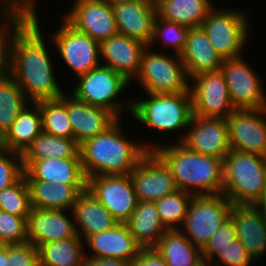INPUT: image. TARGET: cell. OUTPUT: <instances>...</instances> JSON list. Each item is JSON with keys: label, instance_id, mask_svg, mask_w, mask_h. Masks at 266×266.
I'll return each instance as SVG.
<instances>
[{"label": "cell", "instance_id": "836d02e7", "mask_svg": "<svg viewBox=\"0 0 266 266\" xmlns=\"http://www.w3.org/2000/svg\"><path fill=\"white\" fill-rule=\"evenodd\" d=\"M28 99L11 75L0 79V133L4 136Z\"/></svg>", "mask_w": 266, "mask_h": 266}, {"label": "cell", "instance_id": "4fadbf2b", "mask_svg": "<svg viewBox=\"0 0 266 266\" xmlns=\"http://www.w3.org/2000/svg\"><path fill=\"white\" fill-rule=\"evenodd\" d=\"M192 113L195 116L227 118L234 110L221 72H207L190 78Z\"/></svg>", "mask_w": 266, "mask_h": 266}, {"label": "cell", "instance_id": "f546056e", "mask_svg": "<svg viewBox=\"0 0 266 266\" xmlns=\"http://www.w3.org/2000/svg\"><path fill=\"white\" fill-rule=\"evenodd\" d=\"M31 104H34V110H29L27 109L28 106H25L3 136L5 149L23 154L33 140L42 132L39 105L38 103Z\"/></svg>", "mask_w": 266, "mask_h": 266}, {"label": "cell", "instance_id": "8992f818", "mask_svg": "<svg viewBox=\"0 0 266 266\" xmlns=\"http://www.w3.org/2000/svg\"><path fill=\"white\" fill-rule=\"evenodd\" d=\"M150 49L147 46L143 50L140 70L135 77L147 94L190 93L189 77L180 55L174 58Z\"/></svg>", "mask_w": 266, "mask_h": 266}, {"label": "cell", "instance_id": "f907efd6", "mask_svg": "<svg viewBox=\"0 0 266 266\" xmlns=\"http://www.w3.org/2000/svg\"><path fill=\"white\" fill-rule=\"evenodd\" d=\"M7 260V244L0 243V266H5Z\"/></svg>", "mask_w": 266, "mask_h": 266}, {"label": "cell", "instance_id": "44dd1931", "mask_svg": "<svg viewBox=\"0 0 266 266\" xmlns=\"http://www.w3.org/2000/svg\"><path fill=\"white\" fill-rule=\"evenodd\" d=\"M237 238L256 262L266 253V219L254 205L232 204L230 215Z\"/></svg>", "mask_w": 266, "mask_h": 266}, {"label": "cell", "instance_id": "f6af8a7d", "mask_svg": "<svg viewBox=\"0 0 266 266\" xmlns=\"http://www.w3.org/2000/svg\"><path fill=\"white\" fill-rule=\"evenodd\" d=\"M130 266H168L155 248H142Z\"/></svg>", "mask_w": 266, "mask_h": 266}, {"label": "cell", "instance_id": "5b68a950", "mask_svg": "<svg viewBox=\"0 0 266 266\" xmlns=\"http://www.w3.org/2000/svg\"><path fill=\"white\" fill-rule=\"evenodd\" d=\"M150 98L131 102L130 114L139 122L159 131H177L189 126L191 93L148 94Z\"/></svg>", "mask_w": 266, "mask_h": 266}, {"label": "cell", "instance_id": "52a82bcc", "mask_svg": "<svg viewBox=\"0 0 266 266\" xmlns=\"http://www.w3.org/2000/svg\"><path fill=\"white\" fill-rule=\"evenodd\" d=\"M231 205L223 193L193 196L182 223L183 228L179 231L193 245L203 250L223 222L229 218Z\"/></svg>", "mask_w": 266, "mask_h": 266}, {"label": "cell", "instance_id": "db71d44e", "mask_svg": "<svg viewBox=\"0 0 266 266\" xmlns=\"http://www.w3.org/2000/svg\"><path fill=\"white\" fill-rule=\"evenodd\" d=\"M100 1L106 2L107 4H110V5H114L116 3H121V2H124L126 0H100Z\"/></svg>", "mask_w": 266, "mask_h": 266}, {"label": "cell", "instance_id": "4316f807", "mask_svg": "<svg viewBox=\"0 0 266 266\" xmlns=\"http://www.w3.org/2000/svg\"><path fill=\"white\" fill-rule=\"evenodd\" d=\"M31 206L35 209L70 210L86 185L52 184L40 180H26Z\"/></svg>", "mask_w": 266, "mask_h": 266}, {"label": "cell", "instance_id": "7bdbcfd3", "mask_svg": "<svg viewBox=\"0 0 266 266\" xmlns=\"http://www.w3.org/2000/svg\"><path fill=\"white\" fill-rule=\"evenodd\" d=\"M5 266H39L38 248L29 242L7 245Z\"/></svg>", "mask_w": 266, "mask_h": 266}, {"label": "cell", "instance_id": "5bb4252c", "mask_svg": "<svg viewBox=\"0 0 266 266\" xmlns=\"http://www.w3.org/2000/svg\"><path fill=\"white\" fill-rule=\"evenodd\" d=\"M266 108L234 109L225 118L231 150L266 157Z\"/></svg>", "mask_w": 266, "mask_h": 266}, {"label": "cell", "instance_id": "d6a6232c", "mask_svg": "<svg viewBox=\"0 0 266 266\" xmlns=\"http://www.w3.org/2000/svg\"><path fill=\"white\" fill-rule=\"evenodd\" d=\"M80 145L74 138L56 137L41 132L22 154V160L80 157Z\"/></svg>", "mask_w": 266, "mask_h": 266}, {"label": "cell", "instance_id": "ac0fdd59", "mask_svg": "<svg viewBox=\"0 0 266 266\" xmlns=\"http://www.w3.org/2000/svg\"><path fill=\"white\" fill-rule=\"evenodd\" d=\"M64 212L31 208L26 220L28 242L38 248L42 244L75 237L76 224Z\"/></svg>", "mask_w": 266, "mask_h": 266}, {"label": "cell", "instance_id": "7c38bea8", "mask_svg": "<svg viewBox=\"0 0 266 266\" xmlns=\"http://www.w3.org/2000/svg\"><path fill=\"white\" fill-rule=\"evenodd\" d=\"M51 37L63 61L77 74L88 73L101 65L100 43L72 27L65 19Z\"/></svg>", "mask_w": 266, "mask_h": 266}, {"label": "cell", "instance_id": "2e32d148", "mask_svg": "<svg viewBox=\"0 0 266 266\" xmlns=\"http://www.w3.org/2000/svg\"><path fill=\"white\" fill-rule=\"evenodd\" d=\"M183 138L178 139L188 149L207 156L223 159L230 153L228 128L225 118L192 115Z\"/></svg>", "mask_w": 266, "mask_h": 266}, {"label": "cell", "instance_id": "ab89813d", "mask_svg": "<svg viewBox=\"0 0 266 266\" xmlns=\"http://www.w3.org/2000/svg\"><path fill=\"white\" fill-rule=\"evenodd\" d=\"M27 242L26 219L0 210V243L13 245Z\"/></svg>", "mask_w": 266, "mask_h": 266}, {"label": "cell", "instance_id": "b9f144b4", "mask_svg": "<svg viewBox=\"0 0 266 266\" xmlns=\"http://www.w3.org/2000/svg\"><path fill=\"white\" fill-rule=\"evenodd\" d=\"M23 173L22 154L5 148L0 151V191L17 182Z\"/></svg>", "mask_w": 266, "mask_h": 266}, {"label": "cell", "instance_id": "ffe728a7", "mask_svg": "<svg viewBox=\"0 0 266 266\" xmlns=\"http://www.w3.org/2000/svg\"><path fill=\"white\" fill-rule=\"evenodd\" d=\"M147 47L143 42L117 33L100 43V55L107 66L123 75L129 82L140 70L141 54Z\"/></svg>", "mask_w": 266, "mask_h": 266}, {"label": "cell", "instance_id": "681fc988", "mask_svg": "<svg viewBox=\"0 0 266 266\" xmlns=\"http://www.w3.org/2000/svg\"><path fill=\"white\" fill-rule=\"evenodd\" d=\"M0 8L2 9H0V15L1 16H3V17H5V19H7V20H5L4 21V18H3V22H4V25H3V23L2 24H0V31L2 30V29H4L5 27L4 26H6L7 25V23H11V21H13L15 18H14V16L10 13V12H8V10H6L5 9V7L4 6H2L1 4H0ZM2 11H4V12H2ZM7 21V22H6ZM9 21V22H8ZM6 24V25H5ZM3 25V26H2Z\"/></svg>", "mask_w": 266, "mask_h": 266}, {"label": "cell", "instance_id": "603a6c76", "mask_svg": "<svg viewBox=\"0 0 266 266\" xmlns=\"http://www.w3.org/2000/svg\"><path fill=\"white\" fill-rule=\"evenodd\" d=\"M67 104L73 136L80 145L110 127L117 118L108 110L89 105L65 93L60 97Z\"/></svg>", "mask_w": 266, "mask_h": 266}, {"label": "cell", "instance_id": "6da1fadb", "mask_svg": "<svg viewBox=\"0 0 266 266\" xmlns=\"http://www.w3.org/2000/svg\"><path fill=\"white\" fill-rule=\"evenodd\" d=\"M37 16L15 39L11 70V76L32 103L59 99L64 94L55 80Z\"/></svg>", "mask_w": 266, "mask_h": 266}, {"label": "cell", "instance_id": "d6986e66", "mask_svg": "<svg viewBox=\"0 0 266 266\" xmlns=\"http://www.w3.org/2000/svg\"><path fill=\"white\" fill-rule=\"evenodd\" d=\"M26 180H40L52 184L87 185L81 158H47L22 160Z\"/></svg>", "mask_w": 266, "mask_h": 266}, {"label": "cell", "instance_id": "277c9868", "mask_svg": "<svg viewBox=\"0 0 266 266\" xmlns=\"http://www.w3.org/2000/svg\"><path fill=\"white\" fill-rule=\"evenodd\" d=\"M266 183V157L231 150L223 160V194L232 204L253 205Z\"/></svg>", "mask_w": 266, "mask_h": 266}, {"label": "cell", "instance_id": "74e56055", "mask_svg": "<svg viewBox=\"0 0 266 266\" xmlns=\"http://www.w3.org/2000/svg\"><path fill=\"white\" fill-rule=\"evenodd\" d=\"M189 30L188 27L164 20L157 15L154 21L153 37L149 46L155 43L158 38L162 40V48L170 45L175 52V56L180 55L187 42Z\"/></svg>", "mask_w": 266, "mask_h": 266}, {"label": "cell", "instance_id": "d590c367", "mask_svg": "<svg viewBox=\"0 0 266 266\" xmlns=\"http://www.w3.org/2000/svg\"><path fill=\"white\" fill-rule=\"evenodd\" d=\"M192 198V194L177 190L155 201L160 221L167 230L180 229L181 226H178L177 223L182 225Z\"/></svg>", "mask_w": 266, "mask_h": 266}, {"label": "cell", "instance_id": "d4e9b609", "mask_svg": "<svg viewBox=\"0 0 266 266\" xmlns=\"http://www.w3.org/2000/svg\"><path fill=\"white\" fill-rule=\"evenodd\" d=\"M180 57L189 79L202 73L219 71L223 62L201 26L190 28Z\"/></svg>", "mask_w": 266, "mask_h": 266}, {"label": "cell", "instance_id": "7402d4cb", "mask_svg": "<svg viewBox=\"0 0 266 266\" xmlns=\"http://www.w3.org/2000/svg\"><path fill=\"white\" fill-rule=\"evenodd\" d=\"M118 33L149 46L153 37L157 7L137 0L112 5Z\"/></svg>", "mask_w": 266, "mask_h": 266}, {"label": "cell", "instance_id": "f1b7e54d", "mask_svg": "<svg viewBox=\"0 0 266 266\" xmlns=\"http://www.w3.org/2000/svg\"><path fill=\"white\" fill-rule=\"evenodd\" d=\"M154 248L168 266H206L202 250L179 230H167Z\"/></svg>", "mask_w": 266, "mask_h": 266}, {"label": "cell", "instance_id": "8d00e7d4", "mask_svg": "<svg viewBox=\"0 0 266 266\" xmlns=\"http://www.w3.org/2000/svg\"><path fill=\"white\" fill-rule=\"evenodd\" d=\"M31 208L29 188L24 175L0 191V210L27 220Z\"/></svg>", "mask_w": 266, "mask_h": 266}, {"label": "cell", "instance_id": "ee69618b", "mask_svg": "<svg viewBox=\"0 0 266 266\" xmlns=\"http://www.w3.org/2000/svg\"><path fill=\"white\" fill-rule=\"evenodd\" d=\"M217 257L220 263L225 266H250L253 263L255 264L238 238L221 251Z\"/></svg>", "mask_w": 266, "mask_h": 266}, {"label": "cell", "instance_id": "3957f363", "mask_svg": "<svg viewBox=\"0 0 266 266\" xmlns=\"http://www.w3.org/2000/svg\"><path fill=\"white\" fill-rule=\"evenodd\" d=\"M176 142L163 148L155 146L153 151L171 170L178 190L193 196L223 193V159L194 152Z\"/></svg>", "mask_w": 266, "mask_h": 266}, {"label": "cell", "instance_id": "e575fe53", "mask_svg": "<svg viewBox=\"0 0 266 266\" xmlns=\"http://www.w3.org/2000/svg\"><path fill=\"white\" fill-rule=\"evenodd\" d=\"M41 111V130L56 137L74 138L67 104L61 99L37 102Z\"/></svg>", "mask_w": 266, "mask_h": 266}, {"label": "cell", "instance_id": "484cf974", "mask_svg": "<svg viewBox=\"0 0 266 266\" xmlns=\"http://www.w3.org/2000/svg\"><path fill=\"white\" fill-rule=\"evenodd\" d=\"M71 213L81 228L76 225V232L84 240L118 224L113 215L87 189L77 197Z\"/></svg>", "mask_w": 266, "mask_h": 266}, {"label": "cell", "instance_id": "7dc6e473", "mask_svg": "<svg viewBox=\"0 0 266 266\" xmlns=\"http://www.w3.org/2000/svg\"><path fill=\"white\" fill-rule=\"evenodd\" d=\"M131 262L112 258H86L84 266H130Z\"/></svg>", "mask_w": 266, "mask_h": 266}, {"label": "cell", "instance_id": "cb8c5ba5", "mask_svg": "<svg viewBox=\"0 0 266 266\" xmlns=\"http://www.w3.org/2000/svg\"><path fill=\"white\" fill-rule=\"evenodd\" d=\"M95 255L86 258H112L132 262L142 247L130 233L126 223H118L112 229L95 233L86 239Z\"/></svg>", "mask_w": 266, "mask_h": 266}, {"label": "cell", "instance_id": "f5cc1de1", "mask_svg": "<svg viewBox=\"0 0 266 266\" xmlns=\"http://www.w3.org/2000/svg\"><path fill=\"white\" fill-rule=\"evenodd\" d=\"M137 1L148 3L154 7H157L160 2V0H137Z\"/></svg>", "mask_w": 266, "mask_h": 266}, {"label": "cell", "instance_id": "e0dca14e", "mask_svg": "<svg viewBox=\"0 0 266 266\" xmlns=\"http://www.w3.org/2000/svg\"><path fill=\"white\" fill-rule=\"evenodd\" d=\"M64 19L75 29L101 43L118 33L112 5L100 0H76Z\"/></svg>", "mask_w": 266, "mask_h": 266}, {"label": "cell", "instance_id": "11a10c76", "mask_svg": "<svg viewBox=\"0 0 266 266\" xmlns=\"http://www.w3.org/2000/svg\"><path fill=\"white\" fill-rule=\"evenodd\" d=\"M4 149V144H3V135L0 133V151Z\"/></svg>", "mask_w": 266, "mask_h": 266}, {"label": "cell", "instance_id": "60d3db41", "mask_svg": "<svg viewBox=\"0 0 266 266\" xmlns=\"http://www.w3.org/2000/svg\"><path fill=\"white\" fill-rule=\"evenodd\" d=\"M237 239L236 230L234 223L229 217L220 228L216 231V233L212 236L208 244L202 250V258L205 265L212 266L211 263L214 256H218V254L227 248L234 240Z\"/></svg>", "mask_w": 266, "mask_h": 266}, {"label": "cell", "instance_id": "1f68e13d", "mask_svg": "<svg viewBox=\"0 0 266 266\" xmlns=\"http://www.w3.org/2000/svg\"><path fill=\"white\" fill-rule=\"evenodd\" d=\"M82 238L77 234L38 247L39 266H84L86 255Z\"/></svg>", "mask_w": 266, "mask_h": 266}, {"label": "cell", "instance_id": "7a4b0ae2", "mask_svg": "<svg viewBox=\"0 0 266 266\" xmlns=\"http://www.w3.org/2000/svg\"><path fill=\"white\" fill-rule=\"evenodd\" d=\"M119 120L104 132L80 144L79 153L86 178L128 175L148 151L154 150V146L127 140Z\"/></svg>", "mask_w": 266, "mask_h": 266}, {"label": "cell", "instance_id": "816d5d0a", "mask_svg": "<svg viewBox=\"0 0 266 266\" xmlns=\"http://www.w3.org/2000/svg\"><path fill=\"white\" fill-rule=\"evenodd\" d=\"M34 16H36L35 12V0H19Z\"/></svg>", "mask_w": 266, "mask_h": 266}, {"label": "cell", "instance_id": "9c48e42d", "mask_svg": "<svg viewBox=\"0 0 266 266\" xmlns=\"http://www.w3.org/2000/svg\"><path fill=\"white\" fill-rule=\"evenodd\" d=\"M78 77L79 83L77 82L74 91H72V95L77 100L106 109L117 119L121 118L120 112L123 106L118 101L117 96L130 83L123 75L107 66L99 65Z\"/></svg>", "mask_w": 266, "mask_h": 266}, {"label": "cell", "instance_id": "9a60e30c", "mask_svg": "<svg viewBox=\"0 0 266 266\" xmlns=\"http://www.w3.org/2000/svg\"><path fill=\"white\" fill-rule=\"evenodd\" d=\"M129 175L138 201L155 202L178 190L171 170L154 151H148Z\"/></svg>", "mask_w": 266, "mask_h": 266}, {"label": "cell", "instance_id": "c3c4849f", "mask_svg": "<svg viewBox=\"0 0 266 266\" xmlns=\"http://www.w3.org/2000/svg\"><path fill=\"white\" fill-rule=\"evenodd\" d=\"M253 205L258 209L260 214L266 219V183L263 192L261 193L260 197Z\"/></svg>", "mask_w": 266, "mask_h": 266}, {"label": "cell", "instance_id": "bcb514c9", "mask_svg": "<svg viewBox=\"0 0 266 266\" xmlns=\"http://www.w3.org/2000/svg\"><path fill=\"white\" fill-rule=\"evenodd\" d=\"M0 4H3L14 18L34 21L35 16L19 0H0Z\"/></svg>", "mask_w": 266, "mask_h": 266}, {"label": "cell", "instance_id": "83f0119b", "mask_svg": "<svg viewBox=\"0 0 266 266\" xmlns=\"http://www.w3.org/2000/svg\"><path fill=\"white\" fill-rule=\"evenodd\" d=\"M126 224L142 248H154L167 231L160 221L155 202L151 201H138Z\"/></svg>", "mask_w": 266, "mask_h": 266}, {"label": "cell", "instance_id": "ba28073f", "mask_svg": "<svg viewBox=\"0 0 266 266\" xmlns=\"http://www.w3.org/2000/svg\"><path fill=\"white\" fill-rule=\"evenodd\" d=\"M242 11L212 8L201 27L211 46L223 58H237L247 41L249 23Z\"/></svg>", "mask_w": 266, "mask_h": 266}, {"label": "cell", "instance_id": "4dcf8cb0", "mask_svg": "<svg viewBox=\"0 0 266 266\" xmlns=\"http://www.w3.org/2000/svg\"><path fill=\"white\" fill-rule=\"evenodd\" d=\"M212 5L209 0H160L157 15L188 28L200 27Z\"/></svg>", "mask_w": 266, "mask_h": 266}, {"label": "cell", "instance_id": "30bf717a", "mask_svg": "<svg viewBox=\"0 0 266 266\" xmlns=\"http://www.w3.org/2000/svg\"><path fill=\"white\" fill-rule=\"evenodd\" d=\"M86 189L113 215L118 223H127L138 203L129 174L89 177Z\"/></svg>", "mask_w": 266, "mask_h": 266}, {"label": "cell", "instance_id": "f35d334b", "mask_svg": "<svg viewBox=\"0 0 266 266\" xmlns=\"http://www.w3.org/2000/svg\"><path fill=\"white\" fill-rule=\"evenodd\" d=\"M32 21L15 18L9 25L0 31V79L11 75L13 46L18 34ZM12 27V34L8 35L7 28ZM11 38H10V37Z\"/></svg>", "mask_w": 266, "mask_h": 266}, {"label": "cell", "instance_id": "8fae6325", "mask_svg": "<svg viewBox=\"0 0 266 266\" xmlns=\"http://www.w3.org/2000/svg\"><path fill=\"white\" fill-rule=\"evenodd\" d=\"M220 70L225 78L234 109L266 108L263 83L242 56L223 59Z\"/></svg>", "mask_w": 266, "mask_h": 266}]
</instances>
